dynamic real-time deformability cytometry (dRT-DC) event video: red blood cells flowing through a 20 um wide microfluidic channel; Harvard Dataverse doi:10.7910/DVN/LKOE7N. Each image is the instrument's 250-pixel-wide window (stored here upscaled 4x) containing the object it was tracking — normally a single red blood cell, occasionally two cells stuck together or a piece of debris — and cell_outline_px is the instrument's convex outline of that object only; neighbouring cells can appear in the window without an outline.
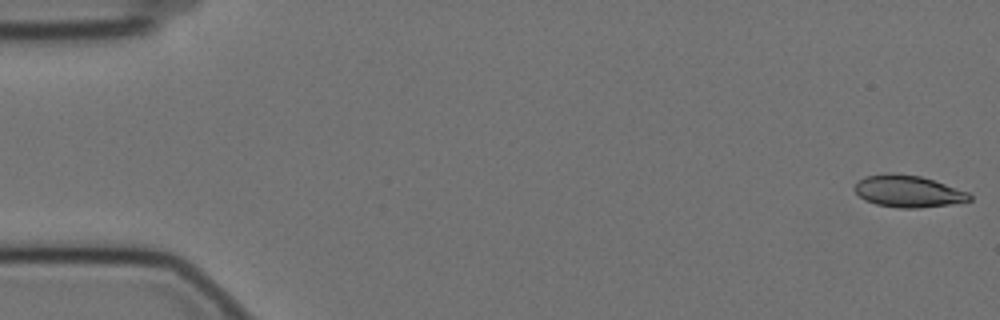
{"species": "Egyptian fruit bat (a non-hibernating species)", "species_latin": "Rousettus aegyptiacus", "temperature_condition": "cold", "stored_images_in_passage": 58, "camera_frame_rate_fps": 3000, "um_per_image_px": 0.085, "animal": {"sex": "female"}, "frame": {"image": 1, "passage_image": 1, "time_ms": 0.0, "image_size_px": [1000, 320], "cell_outline_px": [[972, 200], [948, 204], [916, 208], [900, 208], [876, 204], [864, 200], [852, 188], [864, 176], [884, 172], [892, 172], [920, 176], [968, 192], [972, 196]], "centroid_in_image_um": [77.13, 16.24], "position_along_channel_um": 7.9, "area_um2": 21.27}}
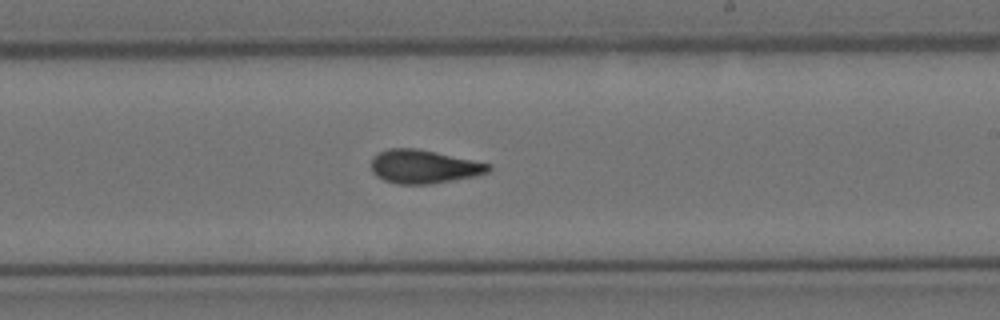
{"frame": {"image": 2, "passage_image": 34, "time_ms": 11.0, "image_size_px": [1000, 320], "cell_outline_px": [[492, 168], [488, 172], [472, 176], [452, 180], [428, 184], [396, 184], [384, 180], [376, 176], [372, 172], [372, 156], [388, 148], [416, 148], [492, 164]], "centroid_in_image_um": [35.99, 14.16], "position_along_channel_um": 253.0, "area_um2": 22.77}}
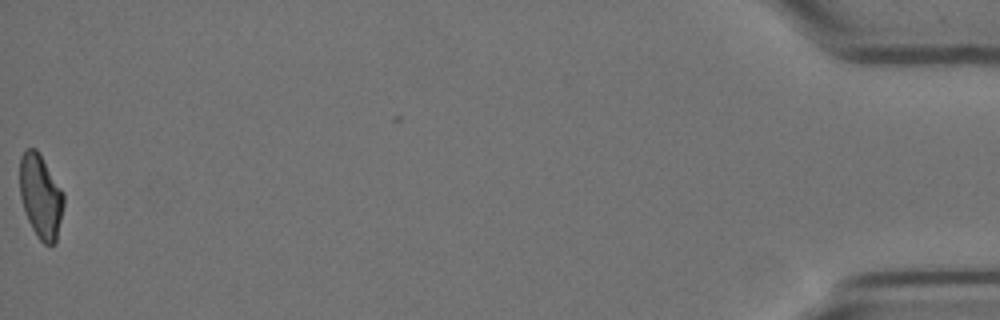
{"frame": {"image": 3, "passage_image": 58, "time_ms": 19.0, "image_size_px": [1000, 320], "cell_outline_px": [[64, 204], [56, 240], [52, 244], [44, 244], [36, 236], [24, 212], [20, 196], [20, 156], [24, 148], [36, 148], [64, 192]], "centroid_in_image_um": [3.44, 16.66], "position_along_channel_um": 431.8, "area_um2": 21.5}, "authors_computed_cell_mechanics": {"area_um2": 22.3686, "velocity_mm_per_s": 3.4894, "shape_relaxation_time_tau1_ms": 10.1107, "shape_relaxation_time_tau2_ms": 2.3892, "deformation_change_tau1": 0.2102, "deformation_change_tau2": 0.0916}}